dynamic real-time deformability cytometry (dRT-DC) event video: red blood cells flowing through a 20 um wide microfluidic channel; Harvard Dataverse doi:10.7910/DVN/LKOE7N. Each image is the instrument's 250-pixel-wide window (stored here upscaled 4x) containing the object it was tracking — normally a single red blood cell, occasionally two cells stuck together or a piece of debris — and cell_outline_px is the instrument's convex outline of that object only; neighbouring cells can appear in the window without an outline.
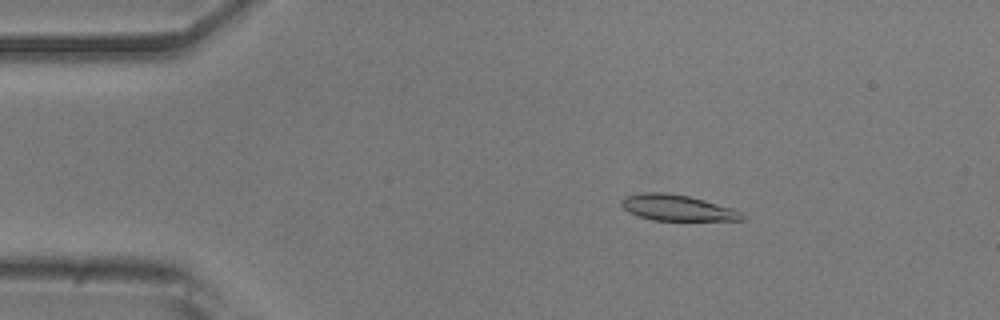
{"species": "common noctule bat (a hibernating species)", "species_latin": "Nyctalus noctula", "temperature_condition": "room temperature", "stored_images_in_passage": 51, "camera_frame_rate_fps": 3000, "um_per_image_px": 0.085, "animal": {"sex": "male", "body_mass_g": 20.5, "forearm_length_mm": 52.5}, "frame": {"image": 1, "passage_image": 8, "time_ms": 2.333, "image_size_px": [1000, 320], "cell_outline_px": [[748, 216], [744, 220], [652, 220], [628, 212], [620, 204], [620, 200], [624, 196], [644, 192], [664, 192], [688, 196], [704, 200], [732, 208], [744, 212]], "centroid_in_image_um": [57.58, 17.66], "position_along_channel_um": 27.4, "area_um2": 18.32}}
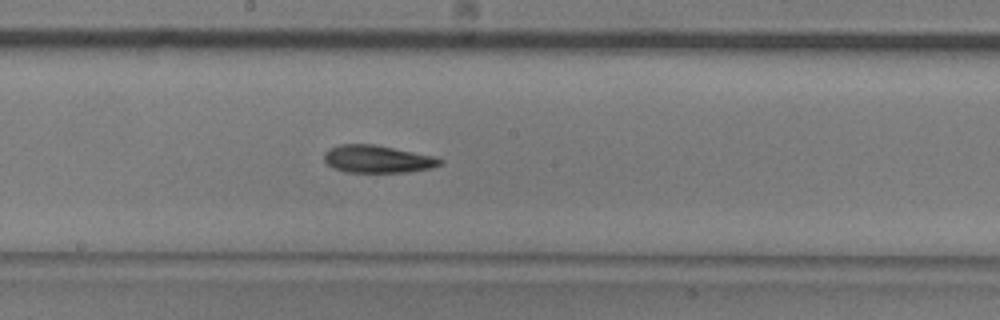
{"frame": {"image": 2, "passage_image": 27, "time_ms": 8.667, "image_size_px": [1000, 320], "cell_outline_px": [[444, 164], [432, 168], [408, 172], [344, 172], [328, 164], [324, 160], [324, 152], [328, 148], [340, 144], [372, 144], [432, 156], [444, 160]], "centroid_in_image_um": [32.08, 13.52], "position_along_channel_um": 216.1, "area_um2": 18.5}}
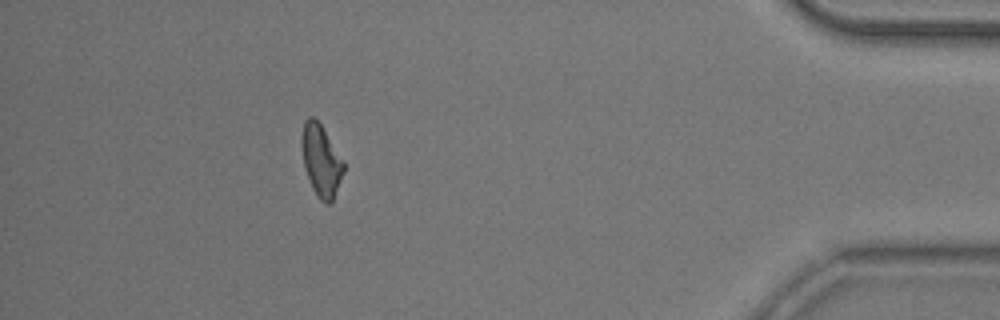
{"frame": {"image": 3, "passage_image": 46, "time_ms": 15.0, "image_size_px": [1000, 320], "cell_outline_px": [[344, 172], [332, 204], [324, 204], [316, 196], [312, 188], [304, 168], [300, 144], [300, 136], [304, 120], [308, 116], [312, 116], [320, 124], [344, 160]], "centroid_in_image_um": [27.28, 13.66], "position_along_channel_um": 407.9, "area_um2": 17.98}, "authors_computed_cell_mechanics": {"area_um2": 18.496, "velocity_mm_per_s": 3.8734, "shape_relaxation_time_tau1_ms": 5.051, "shape_relaxation_time_tau2_ms": null, "deformation_change_tau1": 0.1499, "deformation_change_tau2": null}}